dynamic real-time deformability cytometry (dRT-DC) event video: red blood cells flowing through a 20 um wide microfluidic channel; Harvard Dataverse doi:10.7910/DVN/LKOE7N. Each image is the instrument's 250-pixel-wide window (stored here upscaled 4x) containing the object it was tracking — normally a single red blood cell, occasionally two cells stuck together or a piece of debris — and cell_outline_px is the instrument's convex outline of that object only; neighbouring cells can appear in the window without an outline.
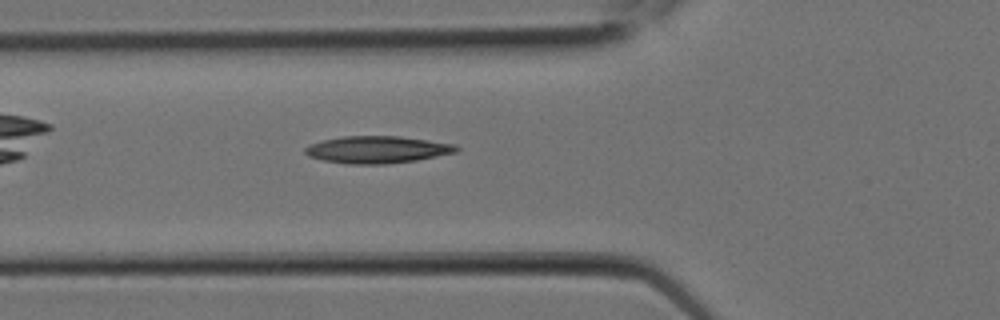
{"species": "Egyptian fruit bat (a non-hibernating species)", "species_latin": "Rousettus aegyptiacus", "temperature_condition": "room temperature", "stored_images_in_passage": 6, "camera_frame_rate_fps": 3000, "um_per_image_px": 0.085, "animal": {"sex": "female"}, "frame": {"image": 1, "passage_image": 6, "time_ms": 1.667, "image_size_px": [1000, 320], "cell_outline_px": [[460, 148], [456, 152], [416, 160], [384, 164], [348, 164], [324, 160], [308, 156], [304, 152], [304, 148], [308, 144], [324, 140], [344, 136], [400, 136], [456, 144]], "centroid_in_image_um": [32.05, 12.71], "position_along_channel_um": 93.7, "area_um2": 23.87}}